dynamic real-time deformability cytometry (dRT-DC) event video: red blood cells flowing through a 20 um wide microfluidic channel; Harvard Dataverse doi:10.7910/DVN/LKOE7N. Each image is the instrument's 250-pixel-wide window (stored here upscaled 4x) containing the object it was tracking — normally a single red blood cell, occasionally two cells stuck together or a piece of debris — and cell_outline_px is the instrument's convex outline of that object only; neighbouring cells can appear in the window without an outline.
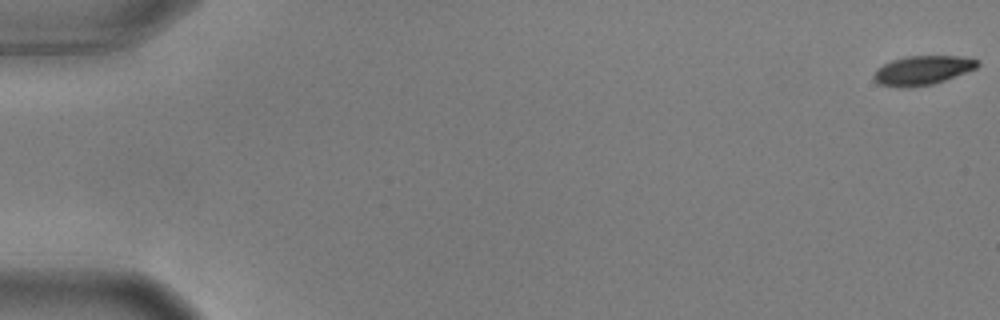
{"species": "common noctule bat (a hibernating species)", "species_latin": "Nyctalus noctula", "temperature_condition": "warm", "stored_images_in_passage": 57, "camera_frame_rate_fps": 3000, "um_per_image_px": 0.085, "animal": {"sex": "male", "body_mass_g": 17.9, "forearm_length_mm": 54.2}, "frame": {"image": 1, "passage_image": 1, "time_ms": 0.0, "image_size_px": [1000, 320], "cell_outline_px": [[980, 64], [976, 68], [944, 80], [932, 84], [908, 88], [896, 88], [880, 84], [872, 76], [876, 68], [892, 60], [904, 56], [964, 56], [980, 60]], "centroid_in_image_um": [78.4, 5.97], "position_along_channel_um": 6.6, "area_um2": 17.74}}
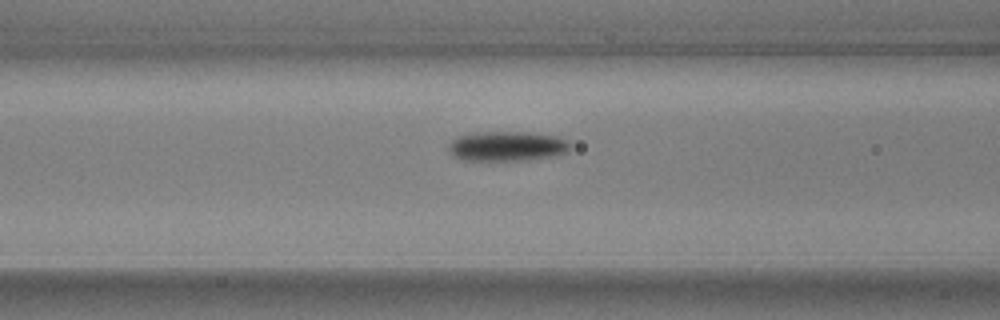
{"frame": {"image": 2, "passage_image": 24, "time_ms": 7.667, "image_size_px": [1000, 320], "cell_outline_px": [[568, 152], [556, 156], [528, 160], [464, 160], [452, 156], [448, 152], [448, 144], [452, 140], [460, 136], [480, 132], [532, 132], [560, 136], [568, 140]], "centroid_in_image_um": [43.12, 12.43], "position_along_channel_um": 123.5, "area_um2": 21.33}}
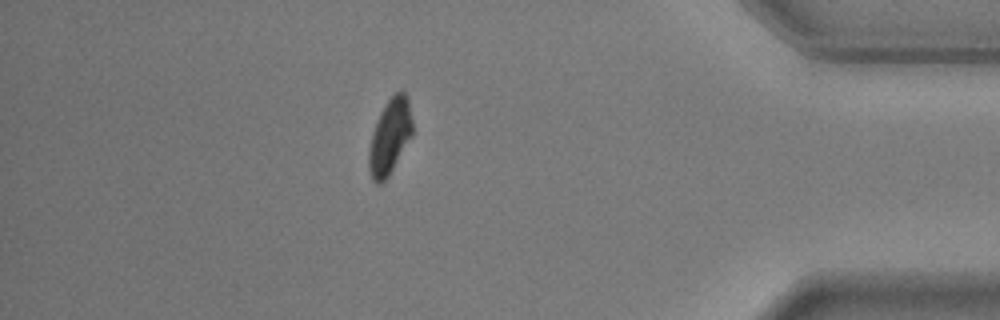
{"frame": {"image": 3, "passage_image": 50, "time_ms": 16.333, "image_size_px": [1000, 320], "cell_outline_px": [[412, 136], [388, 176], [380, 184], [376, 184], [372, 180], [368, 168], [368, 148], [372, 132], [380, 112], [388, 100], [396, 92], [404, 92], [408, 96], [412, 120]], "centroid_in_image_um": [33.12, 11.62], "position_along_channel_um": 402.1, "area_um2": 19.13}, "authors_computed_cell_mechanics": {"area_um2": 20.1722, "velocity_mm_per_s": 3.631, "shape_relaxation_time_tau1_ms": 2.5464, "shape_relaxation_time_tau2_ms": null, "deformation_change_tau1": 0.1061, "deformation_change_tau2": null}}